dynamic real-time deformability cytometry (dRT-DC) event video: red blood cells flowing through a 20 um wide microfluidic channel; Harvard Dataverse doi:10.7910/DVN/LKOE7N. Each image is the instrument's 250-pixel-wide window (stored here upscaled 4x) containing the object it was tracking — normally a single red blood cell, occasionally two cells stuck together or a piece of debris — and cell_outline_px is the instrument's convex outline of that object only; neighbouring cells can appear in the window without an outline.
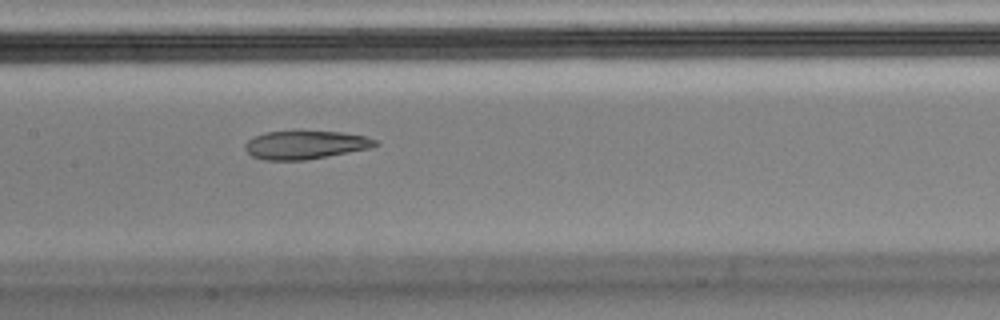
{"species": "Egyptian fruit bat (a non-hibernating species)", "species_latin": "Rousettus aegyptiacus", "temperature_condition": "cold", "stored_images_in_passage": 9, "camera_frame_rate_fps": 3000, "um_per_image_px": 0.085, "animal": {"sex": "male"}, "frame": {"image": 1, "passage_image": 8, "time_ms": 2.333, "image_size_px": [1000, 320], "cell_outline_px": [[380, 144], [372, 148], [328, 156], [304, 160], [264, 160], [252, 156], [244, 148], [244, 144], [248, 140], [264, 132], [340, 132], [368, 136], [376, 140]], "centroid_in_image_um": [25.99, 12.32], "position_along_channel_um": 181.4, "area_um2": 21.39}}